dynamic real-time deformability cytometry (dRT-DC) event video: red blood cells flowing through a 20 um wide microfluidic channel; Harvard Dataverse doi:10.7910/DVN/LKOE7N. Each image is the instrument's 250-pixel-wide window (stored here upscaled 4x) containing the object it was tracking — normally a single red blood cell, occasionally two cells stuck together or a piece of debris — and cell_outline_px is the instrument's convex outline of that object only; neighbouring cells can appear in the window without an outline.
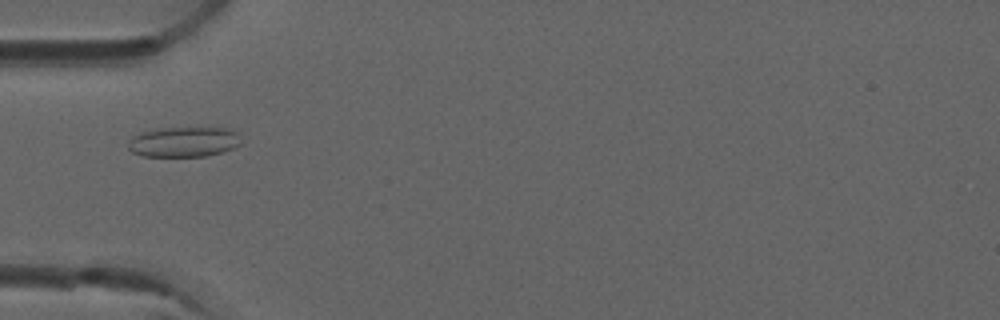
{"species": "common noctule bat (a hibernating species)", "species_latin": "Nyctalus noctula", "temperature_condition": "room temperature", "stored_images_in_passage": 5, "camera_frame_rate_fps": 3000, "um_per_image_px": 0.085, "animal": {"sex": "male", "forearm_length_mm": 52.5}, "frame": {"image": 1, "passage_image": 5, "time_ms": 1.333, "image_size_px": [1000, 320], "cell_outline_px": [[240, 144], [232, 148], [208, 156], [144, 156], [132, 152], [128, 148], [128, 140], [132, 136], [140, 132], [152, 128], [232, 128], [236, 132]], "centroid_in_image_um": [15.56, 12.05], "position_along_channel_um": 69.4, "area_um2": 19.88}}